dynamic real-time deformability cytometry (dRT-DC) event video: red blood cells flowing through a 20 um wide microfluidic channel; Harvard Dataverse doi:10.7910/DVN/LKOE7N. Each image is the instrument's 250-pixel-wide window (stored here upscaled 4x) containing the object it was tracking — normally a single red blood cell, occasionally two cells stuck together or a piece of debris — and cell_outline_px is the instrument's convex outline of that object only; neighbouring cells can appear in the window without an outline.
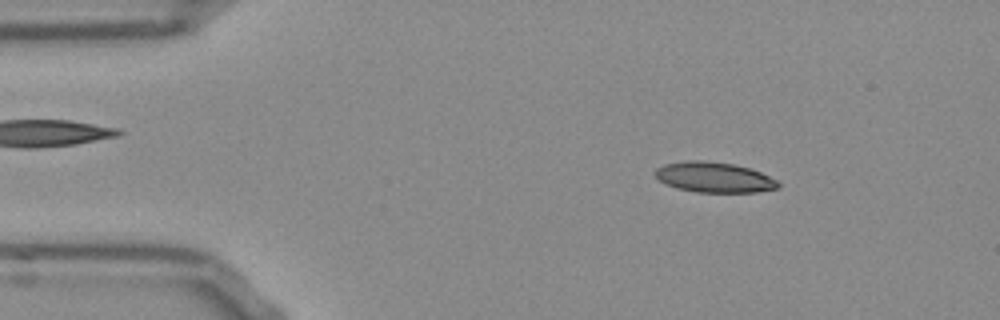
{"species": "Egyptian fruit bat (a non-hibernating species)", "species_latin": "Rousettus aegyptiacus", "temperature_condition": "room temperature", "stored_images_in_passage": 52, "camera_frame_rate_fps": 3000, "um_per_image_px": 0.085, "frame": {"image": 1, "passage_image": 7, "time_ms": 2.0, "image_size_px": [1000, 320], "cell_outline_px": [[780, 188], [756, 192], [696, 192], [676, 188], [660, 180], [656, 176], [656, 168], [664, 164], [692, 160], [700, 160], [732, 164], [748, 168], [760, 172], [776, 180], [780, 184]], "centroid_in_image_um": [60.72, 15.08], "position_along_channel_um": 24.3, "area_um2": 21.44}}
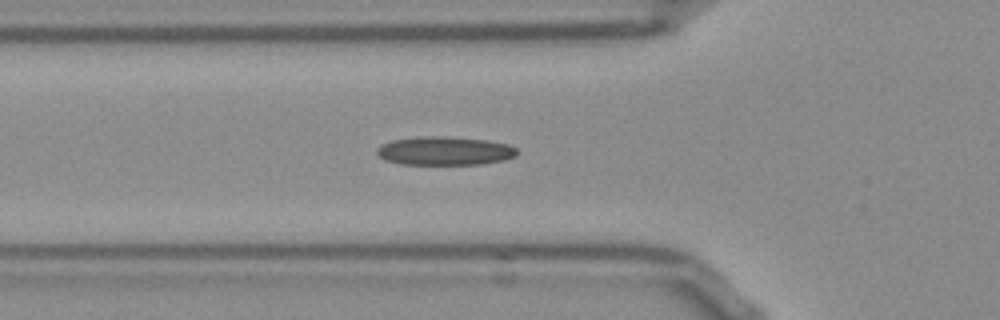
{"frame": {"image": 2, "passage_image": 17, "time_ms": 5.333, "image_size_px": [1000, 320], "cell_outline_px": [[516, 156], [504, 160], [484, 164], [400, 164], [384, 160], [376, 152], [376, 148], [380, 144], [392, 140], [424, 136], [444, 136], [488, 140], [508, 144], [516, 148]], "centroid_in_image_um": [37.78, 12.82], "position_along_channel_um": 88.0, "area_um2": 23.47}}
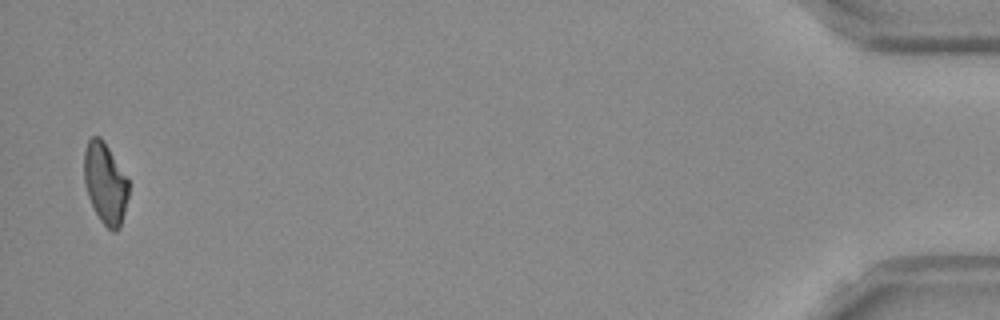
{"frame": {"image": 3, "passage_image": 51, "time_ms": 16.667, "image_size_px": [1000, 320], "cell_outline_px": [[128, 196], [120, 228], [116, 232], [112, 232], [100, 220], [88, 196], [84, 184], [84, 152], [88, 140], [92, 136], [100, 136], [104, 140], [128, 180]], "centroid_in_image_um": [8.93, 15.57], "position_along_channel_um": 426.3, "area_um2": 20.92}, "authors_computed_cell_mechanics": {"area_um2": 21.9351, "velocity_mm_per_s": 3.8131, "shape_relaxation_time_tau1_ms": null, "shape_relaxation_time_tau2_ms": 3.2862, "deformation_change_tau1": null, "deformation_change_tau2": 0.131}}